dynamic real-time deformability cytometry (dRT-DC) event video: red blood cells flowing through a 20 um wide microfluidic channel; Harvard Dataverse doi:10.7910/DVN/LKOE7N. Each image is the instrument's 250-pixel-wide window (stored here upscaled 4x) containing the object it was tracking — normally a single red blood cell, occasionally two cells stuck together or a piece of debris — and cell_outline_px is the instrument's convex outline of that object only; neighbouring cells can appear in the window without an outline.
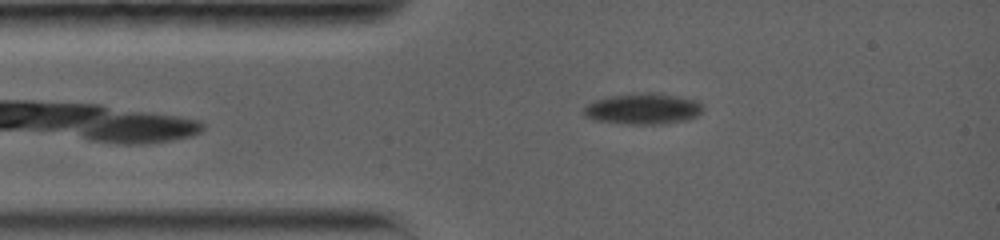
{"species": "common noctule bat (a hibernating species)", "species_latin": "Nyctalus noctula", "temperature_condition": "warm", "stored_images_in_passage": 21, "camera_frame_rate_fps": 5000, "um_per_image_px": 0.085, "animal": {"sex": "female", "body_mass_g": 19.0, "forearm_length_mm": 56.7}, "frame": {"image": 1, "passage_image": 1, "time_ms": 0.0, "image_size_px": [1000, 240], "cell_outline_px": [[704, 108], [696, 116], [688, 120], [664, 124], [620, 124], [596, 120], [584, 116], [584, 108], [588, 104], [596, 100], [608, 96], [632, 92], [656, 92], [680, 96], [700, 100]], "centroid_in_image_um": [54.7, 9.23], "position_along_channel_um": 30.3, "area_um2": 22.08}}
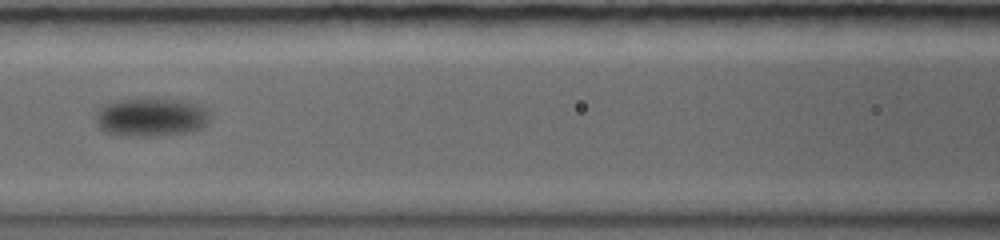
{"frame": {"image": 2, "passage_image": 7, "time_ms": 4.2, "image_size_px": [1000, 240], "cell_outline_px": [[212, 112], [208, 124], [200, 128], [184, 132], [148, 136], [136, 136], [104, 132], [100, 128], [96, 120], [96, 112], [104, 104], [112, 100], [152, 96], [160, 96], [184, 100], [200, 104], [208, 108]], "centroid_in_image_um": [12.89, 9.88], "position_along_channel_um": 153.7, "area_um2": 26.59}}
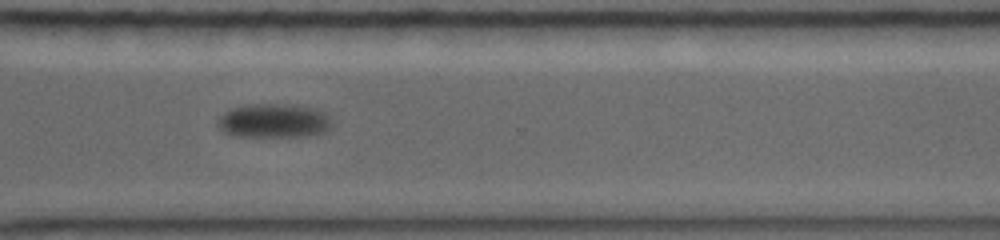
{"frame": {"image": 3, "passage_image": 19, "time_ms": 10.0, "image_size_px": [1000, 240], "cell_outline_px": [[332, 124], [324, 132], [308, 136], [232, 136], [224, 132], [216, 124], [216, 116], [232, 108], [252, 104], [296, 104], [316, 108], [324, 112], [332, 120]], "centroid_in_image_um": [23.25, 10.25], "position_along_channel_um": 347.4, "area_um2": 23.0}, "authors_computed_cell_mechanics": {"area_um2": 23.0044, "velocity_mm_per_s": 3.322, "shape_relaxation_time_tau1_ms": 2.3428, "shape_relaxation_time_tau2_ms": null, "deformation_change_tau1": 0.0948, "deformation_change_tau2": null}}